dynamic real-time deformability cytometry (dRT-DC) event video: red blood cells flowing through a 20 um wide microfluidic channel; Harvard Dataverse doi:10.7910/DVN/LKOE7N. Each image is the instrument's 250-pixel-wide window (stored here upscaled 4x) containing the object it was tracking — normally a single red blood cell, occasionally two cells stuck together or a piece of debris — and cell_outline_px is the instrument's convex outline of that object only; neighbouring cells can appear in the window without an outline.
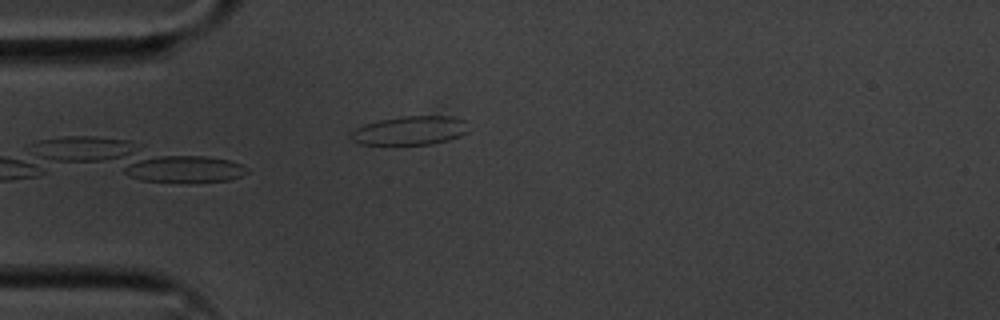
{"species": "common noctule bat (a hibernating species)", "species_latin": "Nyctalus noctula", "temperature_condition": "cold", "stored_images_in_passage": 26, "camera_frame_rate_fps": 3000, "um_per_image_px": 0.085, "animal": {"sex": "male", "body_mass_g": 20.1, "forearm_length_mm": 53.5}, "frame": {"image": 1, "passage_image": 1, "time_ms": 0.0, "image_size_px": [1000, 320], "cell_outline_px": [[468, 132], [460, 136], [448, 140], [432, 144], [360, 144], [352, 140], [348, 136], [348, 132], [364, 124], [380, 120], [400, 116], [452, 116], [468, 120]], "centroid_in_image_um": [34.87, 11.08], "position_along_channel_um": 50.1, "area_um2": 20.06}}
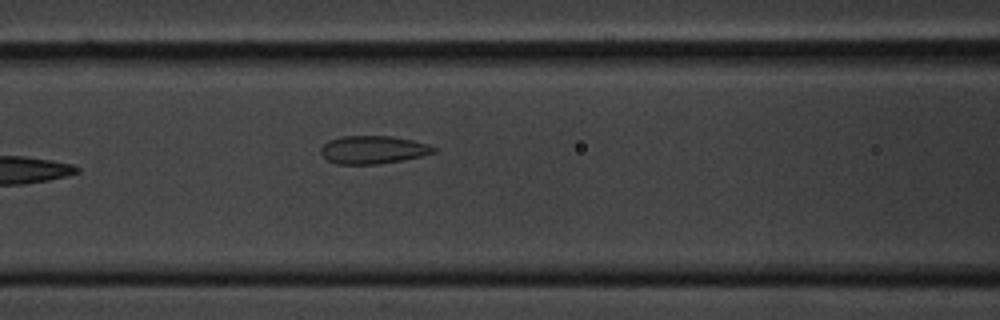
{"frame": {"image": 2, "passage_image": 9, "time_ms": 2.667, "image_size_px": [1000, 320], "cell_outline_px": [[436, 152], [404, 160], [376, 164], [336, 164], [328, 160], [320, 152], [320, 148], [328, 140], [340, 136], [392, 136], [412, 140], [428, 144], [436, 148]], "centroid_in_image_um": [31.69, 12.72], "position_along_channel_um": 134.9, "area_um2": 18.44}}
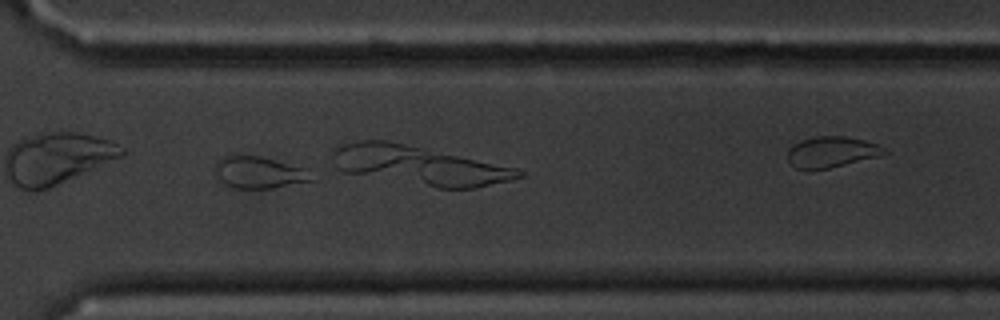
{"frame": {"image": 3, "passage_image": 23, "time_ms": 7.333, "image_size_px": [1000, 320], "cell_outline_px": [[320, 180], [272, 188], [236, 188], [220, 180], [216, 176], [216, 160], [220, 156], [260, 156], [308, 168]], "centroid_in_image_um": [22.15, 14.66], "position_along_channel_um": 348.5, "area_um2": 18.21}}